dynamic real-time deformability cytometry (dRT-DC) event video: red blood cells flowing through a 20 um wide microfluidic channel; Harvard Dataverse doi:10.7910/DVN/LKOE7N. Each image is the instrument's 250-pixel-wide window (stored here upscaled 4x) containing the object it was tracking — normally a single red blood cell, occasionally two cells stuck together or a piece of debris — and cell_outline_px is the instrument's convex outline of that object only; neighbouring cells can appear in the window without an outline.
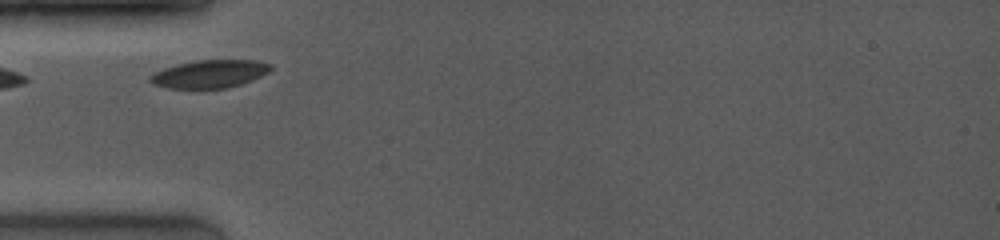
{"species": "common noctule bat (a hibernating species)", "species_latin": "Nyctalus noctula", "temperature_condition": "room temperature", "stored_images_in_passage": 3, "camera_frame_rate_fps": 4000, "um_per_image_px": 0.085, "animal": {"sex": "female", "body_mass_g": 19.0, "forearm_length_mm": 53.3}, "frame": {"image": 1, "passage_image": 1, "time_ms": 0.0, "image_size_px": [1000, 240], "cell_outline_px": [[272, 68], [268, 72], [252, 80], [228, 88], [168, 88], [152, 84], [148, 80], [148, 76], [152, 72], [176, 64], [196, 60], [256, 60], [272, 64]], "centroid_in_image_um": [17.78, 6.28], "position_along_channel_um": 67.2, "area_um2": 19.77}}
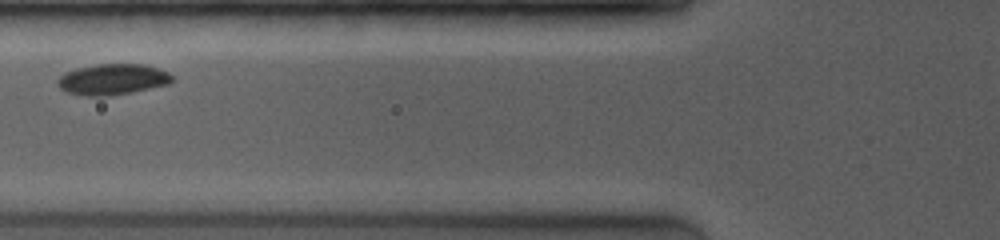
{"frame": {"image": 2, "passage_image": 2, "time_ms": 1.25, "image_size_px": [1000, 240], "cell_outline_px": [[172, 80], [168, 84], [132, 92], [108, 96], [84, 96], [64, 92], [56, 84], [56, 80], [64, 72], [76, 68], [96, 64], [144, 64], [160, 68], [168, 72], [172, 76]], "centroid_in_image_um": [9.52, 6.74], "position_along_channel_um": 116.3, "area_um2": 20.87}}